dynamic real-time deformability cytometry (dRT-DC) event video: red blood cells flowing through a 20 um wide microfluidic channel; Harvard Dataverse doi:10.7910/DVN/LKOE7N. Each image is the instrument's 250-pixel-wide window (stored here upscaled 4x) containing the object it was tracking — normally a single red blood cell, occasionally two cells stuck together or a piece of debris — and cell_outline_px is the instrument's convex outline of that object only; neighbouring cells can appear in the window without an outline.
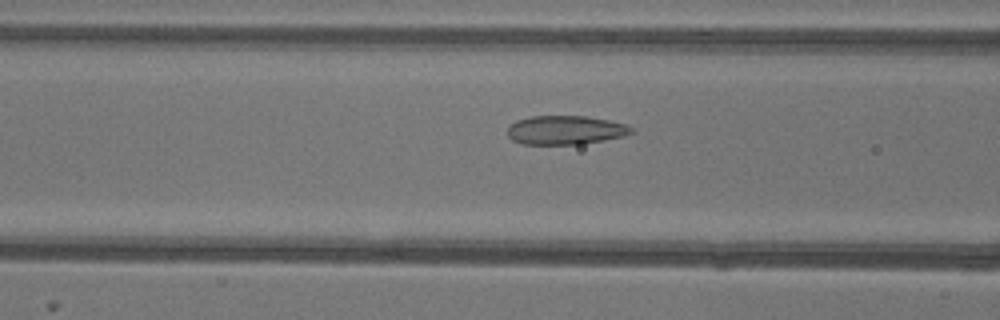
{"species": "common noctule bat (a hibernating species)", "species_latin": "Nyctalus noctula", "temperature_condition": "warm", "stored_images_in_passage": 21, "camera_frame_rate_fps": 3000, "um_per_image_px": 0.085, "animal": {"sex": "female"}, "frame": {"image": 1, "passage_image": 9, "time_ms": 2.667, "image_size_px": [1000, 320], "cell_outline_px": [[636, 132], [624, 136], [604, 140], [580, 144], [524, 144], [512, 140], [508, 136], [508, 128], [516, 120], [532, 116], [588, 116], [608, 120], [624, 124], [636, 128]], "centroid_in_image_um": [48.11, 11.05], "position_along_channel_um": 118.5, "area_um2": 20.92}}
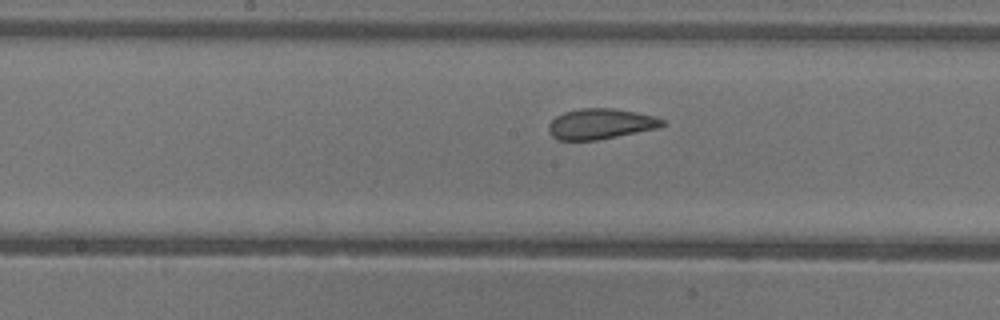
{"frame": {"image": 2, "passage_image": 15, "time_ms": 4.667, "image_size_px": [1000, 320], "cell_outline_px": [[668, 124], [660, 128], [596, 140], [556, 140], [548, 132], [548, 124], [556, 116], [564, 112], [580, 108], [616, 108], [656, 116], [664, 120]], "centroid_in_image_um": [51.07, 10.52], "position_along_channel_um": 197.1, "area_um2": 20.52}}
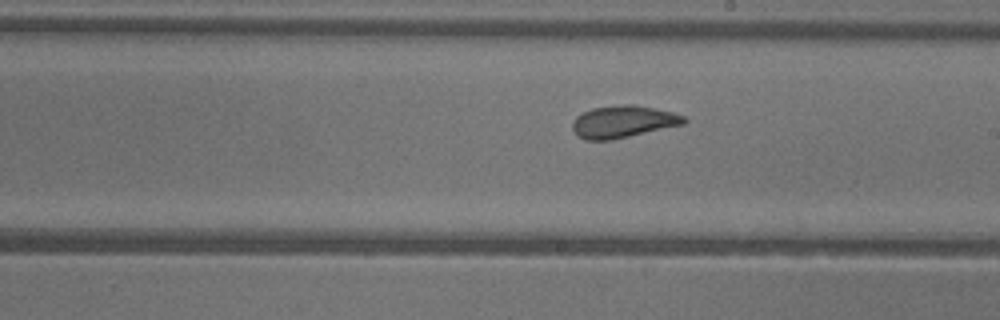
{"frame": {"image": 3, "passage_image": 18, "time_ms": 5.667, "image_size_px": [1000, 320], "cell_outline_px": [[688, 120], [684, 124], [612, 140], [584, 140], [572, 128], [572, 120], [576, 116], [592, 108], [620, 104], [632, 104], [672, 112], [684, 116]], "centroid_in_image_um": [52.96, 10.34], "position_along_channel_um": 236.0, "area_um2": 20.81}}